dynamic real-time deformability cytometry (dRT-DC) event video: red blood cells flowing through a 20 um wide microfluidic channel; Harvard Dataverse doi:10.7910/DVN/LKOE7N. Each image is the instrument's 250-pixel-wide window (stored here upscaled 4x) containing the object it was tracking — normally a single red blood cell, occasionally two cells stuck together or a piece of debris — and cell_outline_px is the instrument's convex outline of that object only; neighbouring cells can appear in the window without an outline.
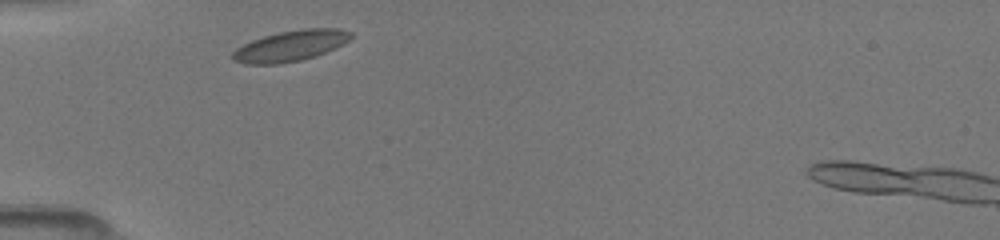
{"species": "common noctule bat (a hibernating species)", "species_latin": "Nyctalus noctula", "temperature_condition": "room temperature", "stored_images_in_passage": 3, "camera_frame_rate_fps": 3000, "um_per_image_px": 0.085, "animal": {"sex": "female", "body_mass_g": 19.5, "forearm_length_mm": 54.1}, "frame": {"image": 1, "passage_image": 1, "time_ms": 0.0, "image_size_px": [1000, 240], "cell_outline_px": [[352, 36], [344, 44], [316, 56], [300, 60], [280, 64], [244, 64], [232, 60], [232, 52], [236, 48], [252, 40], [264, 36], [280, 32], [304, 28], [340, 28], [352, 32]], "centroid_in_image_um": [24.7, 3.9], "position_along_channel_um": 60.3, "area_um2": 21.27}}
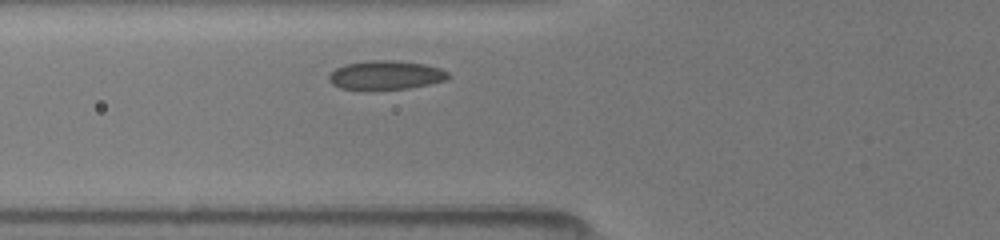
{"frame": {"image": 2, "passage_image": 3, "time_ms": 1.0, "image_size_px": [1000, 240], "cell_outline_px": [[452, 76], [448, 80], [408, 88], [372, 92], [364, 92], [340, 88], [332, 84], [328, 80], [328, 76], [336, 68], [344, 64], [368, 60], [392, 60], [424, 64], [440, 68], [448, 72]], "centroid_in_image_um": [32.76, 6.42], "position_along_channel_um": 93.0, "area_um2": 20.92}}